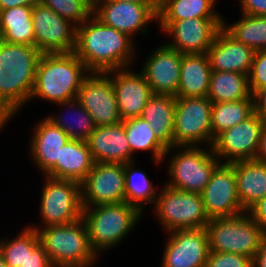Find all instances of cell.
Listing matches in <instances>:
<instances>
[{
	"label": "cell",
	"instance_id": "obj_15",
	"mask_svg": "<svg viewBox=\"0 0 266 267\" xmlns=\"http://www.w3.org/2000/svg\"><path fill=\"white\" fill-rule=\"evenodd\" d=\"M223 21V18H189L159 23L162 31L171 34L174 40L167 46L182 54H207Z\"/></svg>",
	"mask_w": 266,
	"mask_h": 267
},
{
	"label": "cell",
	"instance_id": "obj_48",
	"mask_svg": "<svg viewBox=\"0 0 266 267\" xmlns=\"http://www.w3.org/2000/svg\"><path fill=\"white\" fill-rule=\"evenodd\" d=\"M0 267H8L1 253H0Z\"/></svg>",
	"mask_w": 266,
	"mask_h": 267
},
{
	"label": "cell",
	"instance_id": "obj_22",
	"mask_svg": "<svg viewBox=\"0 0 266 267\" xmlns=\"http://www.w3.org/2000/svg\"><path fill=\"white\" fill-rule=\"evenodd\" d=\"M86 142L94 162L122 164L134 162L123 122L96 127Z\"/></svg>",
	"mask_w": 266,
	"mask_h": 267
},
{
	"label": "cell",
	"instance_id": "obj_41",
	"mask_svg": "<svg viewBox=\"0 0 266 267\" xmlns=\"http://www.w3.org/2000/svg\"><path fill=\"white\" fill-rule=\"evenodd\" d=\"M21 267H53L45 252L43 246L39 244L32 252L28 255L27 260Z\"/></svg>",
	"mask_w": 266,
	"mask_h": 267
},
{
	"label": "cell",
	"instance_id": "obj_29",
	"mask_svg": "<svg viewBox=\"0 0 266 267\" xmlns=\"http://www.w3.org/2000/svg\"><path fill=\"white\" fill-rule=\"evenodd\" d=\"M212 103L254 99L248 75L230 71H213L207 95Z\"/></svg>",
	"mask_w": 266,
	"mask_h": 267
},
{
	"label": "cell",
	"instance_id": "obj_28",
	"mask_svg": "<svg viewBox=\"0 0 266 267\" xmlns=\"http://www.w3.org/2000/svg\"><path fill=\"white\" fill-rule=\"evenodd\" d=\"M32 9L18 6L0 11V40L11 44L34 46Z\"/></svg>",
	"mask_w": 266,
	"mask_h": 267
},
{
	"label": "cell",
	"instance_id": "obj_38",
	"mask_svg": "<svg viewBox=\"0 0 266 267\" xmlns=\"http://www.w3.org/2000/svg\"><path fill=\"white\" fill-rule=\"evenodd\" d=\"M252 259L230 252L209 251L205 267H252Z\"/></svg>",
	"mask_w": 266,
	"mask_h": 267
},
{
	"label": "cell",
	"instance_id": "obj_24",
	"mask_svg": "<svg viewBox=\"0 0 266 267\" xmlns=\"http://www.w3.org/2000/svg\"><path fill=\"white\" fill-rule=\"evenodd\" d=\"M94 163L87 142L70 139L61 147L56 165L45 176L81 184L92 170Z\"/></svg>",
	"mask_w": 266,
	"mask_h": 267
},
{
	"label": "cell",
	"instance_id": "obj_36",
	"mask_svg": "<svg viewBox=\"0 0 266 267\" xmlns=\"http://www.w3.org/2000/svg\"><path fill=\"white\" fill-rule=\"evenodd\" d=\"M57 105L66 106L67 108H69V111L72 110L73 108L74 113L77 114L76 123L78 125L73 122L75 125H77L74 126V124L69 120L68 121L64 120L65 117L63 118L62 115L47 116L46 118L50 122H52L55 126L61 128L70 139L87 141L89 135L95 130L96 126L93 121V118L87 112V110L82 107L78 99L76 98L73 100L64 101L62 103H58Z\"/></svg>",
	"mask_w": 266,
	"mask_h": 267
},
{
	"label": "cell",
	"instance_id": "obj_35",
	"mask_svg": "<svg viewBox=\"0 0 266 267\" xmlns=\"http://www.w3.org/2000/svg\"><path fill=\"white\" fill-rule=\"evenodd\" d=\"M39 244L37 231L29 226L11 241L0 240V253L8 267H21Z\"/></svg>",
	"mask_w": 266,
	"mask_h": 267
},
{
	"label": "cell",
	"instance_id": "obj_37",
	"mask_svg": "<svg viewBox=\"0 0 266 267\" xmlns=\"http://www.w3.org/2000/svg\"><path fill=\"white\" fill-rule=\"evenodd\" d=\"M41 4L76 26L86 21L93 12V0H41Z\"/></svg>",
	"mask_w": 266,
	"mask_h": 267
},
{
	"label": "cell",
	"instance_id": "obj_45",
	"mask_svg": "<svg viewBox=\"0 0 266 267\" xmlns=\"http://www.w3.org/2000/svg\"><path fill=\"white\" fill-rule=\"evenodd\" d=\"M252 267H266V237L263 240L259 251L252 258Z\"/></svg>",
	"mask_w": 266,
	"mask_h": 267
},
{
	"label": "cell",
	"instance_id": "obj_47",
	"mask_svg": "<svg viewBox=\"0 0 266 267\" xmlns=\"http://www.w3.org/2000/svg\"><path fill=\"white\" fill-rule=\"evenodd\" d=\"M110 1H128L137 4H158V0H110Z\"/></svg>",
	"mask_w": 266,
	"mask_h": 267
},
{
	"label": "cell",
	"instance_id": "obj_43",
	"mask_svg": "<svg viewBox=\"0 0 266 267\" xmlns=\"http://www.w3.org/2000/svg\"><path fill=\"white\" fill-rule=\"evenodd\" d=\"M253 97L255 112L266 124V87L256 92Z\"/></svg>",
	"mask_w": 266,
	"mask_h": 267
},
{
	"label": "cell",
	"instance_id": "obj_31",
	"mask_svg": "<svg viewBox=\"0 0 266 267\" xmlns=\"http://www.w3.org/2000/svg\"><path fill=\"white\" fill-rule=\"evenodd\" d=\"M122 122L124 123L126 138L132 154L137 150L150 151L157 165L167 157L166 152L168 149L156 138L147 121L141 117H135Z\"/></svg>",
	"mask_w": 266,
	"mask_h": 267
},
{
	"label": "cell",
	"instance_id": "obj_19",
	"mask_svg": "<svg viewBox=\"0 0 266 267\" xmlns=\"http://www.w3.org/2000/svg\"><path fill=\"white\" fill-rule=\"evenodd\" d=\"M183 54L163 44L151 53L142 71L152 94L176 96Z\"/></svg>",
	"mask_w": 266,
	"mask_h": 267
},
{
	"label": "cell",
	"instance_id": "obj_32",
	"mask_svg": "<svg viewBox=\"0 0 266 267\" xmlns=\"http://www.w3.org/2000/svg\"><path fill=\"white\" fill-rule=\"evenodd\" d=\"M254 112V99L213 103L211 115L212 145L219 133L244 121Z\"/></svg>",
	"mask_w": 266,
	"mask_h": 267
},
{
	"label": "cell",
	"instance_id": "obj_9",
	"mask_svg": "<svg viewBox=\"0 0 266 267\" xmlns=\"http://www.w3.org/2000/svg\"><path fill=\"white\" fill-rule=\"evenodd\" d=\"M212 104L208 97H176L173 148L205 142L212 147Z\"/></svg>",
	"mask_w": 266,
	"mask_h": 267
},
{
	"label": "cell",
	"instance_id": "obj_3",
	"mask_svg": "<svg viewBox=\"0 0 266 267\" xmlns=\"http://www.w3.org/2000/svg\"><path fill=\"white\" fill-rule=\"evenodd\" d=\"M89 74L86 65L74 52L42 54L31 99L39 97L56 104L76 99L83 80Z\"/></svg>",
	"mask_w": 266,
	"mask_h": 267
},
{
	"label": "cell",
	"instance_id": "obj_11",
	"mask_svg": "<svg viewBox=\"0 0 266 267\" xmlns=\"http://www.w3.org/2000/svg\"><path fill=\"white\" fill-rule=\"evenodd\" d=\"M34 46L42 54L72 53L76 46V25L38 4L32 9Z\"/></svg>",
	"mask_w": 266,
	"mask_h": 267
},
{
	"label": "cell",
	"instance_id": "obj_16",
	"mask_svg": "<svg viewBox=\"0 0 266 267\" xmlns=\"http://www.w3.org/2000/svg\"><path fill=\"white\" fill-rule=\"evenodd\" d=\"M77 99L96 127L122 122L114 87L106 73L90 72L82 82Z\"/></svg>",
	"mask_w": 266,
	"mask_h": 267
},
{
	"label": "cell",
	"instance_id": "obj_44",
	"mask_svg": "<svg viewBox=\"0 0 266 267\" xmlns=\"http://www.w3.org/2000/svg\"><path fill=\"white\" fill-rule=\"evenodd\" d=\"M41 4V0H0V11L18 6L34 7Z\"/></svg>",
	"mask_w": 266,
	"mask_h": 267
},
{
	"label": "cell",
	"instance_id": "obj_17",
	"mask_svg": "<svg viewBox=\"0 0 266 267\" xmlns=\"http://www.w3.org/2000/svg\"><path fill=\"white\" fill-rule=\"evenodd\" d=\"M200 194L209 219L234 217L246 212L237 195L235 171L230 163H220L215 168Z\"/></svg>",
	"mask_w": 266,
	"mask_h": 267
},
{
	"label": "cell",
	"instance_id": "obj_26",
	"mask_svg": "<svg viewBox=\"0 0 266 267\" xmlns=\"http://www.w3.org/2000/svg\"><path fill=\"white\" fill-rule=\"evenodd\" d=\"M230 164L235 171L239 201L247 211L254 203L266 196V163L253 159Z\"/></svg>",
	"mask_w": 266,
	"mask_h": 267
},
{
	"label": "cell",
	"instance_id": "obj_42",
	"mask_svg": "<svg viewBox=\"0 0 266 267\" xmlns=\"http://www.w3.org/2000/svg\"><path fill=\"white\" fill-rule=\"evenodd\" d=\"M242 13L253 16H266V0H239Z\"/></svg>",
	"mask_w": 266,
	"mask_h": 267
},
{
	"label": "cell",
	"instance_id": "obj_7",
	"mask_svg": "<svg viewBox=\"0 0 266 267\" xmlns=\"http://www.w3.org/2000/svg\"><path fill=\"white\" fill-rule=\"evenodd\" d=\"M156 216L166 232L203 229L210 221L200 193L164 186L155 201Z\"/></svg>",
	"mask_w": 266,
	"mask_h": 267
},
{
	"label": "cell",
	"instance_id": "obj_27",
	"mask_svg": "<svg viewBox=\"0 0 266 267\" xmlns=\"http://www.w3.org/2000/svg\"><path fill=\"white\" fill-rule=\"evenodd\" d=\"M211 72L207 54H183L179 88L175 97H207Z\"/></svg>",
	"mask_w": 266,
	"mask_h": 267
},
{
	"label": "cell",
	"instance_id": "obj_14",
	"mask_svg": "<svg viewBox=\"0 0 266 267\" xmlns=\"http://www.w3.org/2000/svg\"><path fill=\"white\" fill-rule=\"evenodd\" d=\"M122 202H125L124 164L95 162L81 183L82 208Z\"/></svg>",
	"mask_w": 266,
	"mask_h": 267
},
{
	"label": "cell",
	"instance_id": "obj_21",
	"mask_svg": "<svg viewBox=\"0 0 266 267\" xmlns=\"http://www.w3.org/2000/svg\"><path fill=\"white\" fill-rule=\"evenodd\" d=\"M253 48L233 38L223 27L217 32L207 56L211 70L249 75L255 56Z\"/></svg>",
	"mask_w": 266,
	"mask_h": 267
},
{
	"label": "cell",
	"instance_id": "obj_34",
	"mask_svg": "<svg viewBox=\"0 0 266 267\" xmlns=\"http://www.w3.org/2000/svg\"><path fill=\"white\" fill-rule=\"evenodd\" d=\"M242 19L229 25L223 21V28L237 41L255 51L266 50V16L242 13Z\"/></svg>",
	"mask_w": 266,
	"mask_h": 267
},
{
	"label": "cell",
	"instance_id": "obj_2",
	"mask_svg": "<svg viewBox=\"0 0 266 267\" xmlns=\"http://www.w3.org/2000/svg\"><path fill=\"white\" fill-rule=\"evenodd\" d=\"M41 55L35 46L0 40V129L31 99Z\"/></svg>",
	"mask_w": 266,
	"mask_h": 267
},
{
	"label": "cell",
	"instance_id": "obj_8",
	"mask_svg": "<svg viewBox=\"0 0 266 267\" xmlns=\"http://www.w3.org/2000/svg\"><path fill=\"white\" fill-rule=\"evenodd\" d=\"M179 148L182 151H177L168 163V175L172 179L166 185L176 190L201 193L215 168L222 162L214 155L212 147H209V152L199 146Z\"/></svg>",
	"mask_w": 266,
	"mask_h": 267
},
{
	"label": "cell",
	"instance_id": "obj_25",
	"mask_svg": "<svg viewBox=\"0 0 266 267\" xmlns=\"http://www.w3.org/2000/svg\"><path fill=\"white\" fill-rule=\"evenodd\" d=\"M175 105V96L153 94L140 115L149 123L156 138L168 149L166 153L174 147Z\"/></svg>",
	"mask_w": 266,
	"mask_h": 267
},
{
	"label": "cell",
	"instance_id": "obj_18",
	"mask_svg": "<svg viewBox=\"0 0 266 267\" xmlns=\"http://www.w3.org/2000/svg\"><path fill=\"white\" fill-rule=\"evenodd\" d=\"M165 245L162 267H205L209 254L206 228L174 230Z\"/></svg>",
	"mask_w": 266,
	"mask_h": 267
},
{
	"label": "cell",
	"instance_id": "obj_5",
	"mask_svg": "<svg viewBox=\"0 0 266 267\" xmlns=\"http://www.w3.org/2000/svg\"><path fill=\"white\" fill-rule=\"evenodd\" d=\"M141 216L139 210L126 202L83 207L82 219L92 250L99 256L102 251L119 244Z\"/></svg>",
	"mask_w": 266,
	"mask_h": 267
},
{
	"label": "cell",
	"instance_id": "obj_13",
	"mask_svg": "<svg viewBox=\"0 0 266 267\" xmlns=\"http://www.w3.org/2000/svg\"><path fill=\"white\" fill-rule=\"evenodd\" d=\"M157 13L158 4L93 0L92 15L104 25L113 27L130 38L139 31L145 34L147 32L146 24L157 20Z\"/></svg>",
	"mask_w": 266,
	"mask_h": 267
},
{
	"label": "cell",
	"instance_id": "obj_39",
	"mask_svg": "<svg viewBox=\"0 0 266 267\" xmlns=\"http://www.w3.org/2000/svg\"><path fill=\"white\" fill-rule=\"evenodd\" d=\"M248 79L252 95L266 87V50L255 52Z\"/></svg>",
	"mask_w": 266,
	"mask_h": 267
},
{
	"label": "cell",
	"instance_id": "obj_20",
	"mask_svg": "<svg viewBox=\"0 0 266 267\" xmlns=\"http://www.w3.org/2000/svg\"><path fill=\"white\" fill-rule=\"evenodd\" d=\"M111 75L121 120L140 117L149 98L153 95L144 75L126 68L105 72ZM115 73V74H114Z\"/></svg>",
	"mask_w": 266,
	"mask_h": 267
},
{
	"label": "cell",
	"instance_id": "obj_1",
	"mask_svg": "<svg viewBox=\"0 0 266 267\" xmlns=\"http://www.w3.org/2000/svg\"><path fill=\"white\" fill-rule=\"evenodd\" d=\"M133 39L91 15L76 26L74 53L90 72L124 69L133 62Z\"/></svg>",
	"mask_w": 266,
	"mask_h": 267
},
{
	"label": "cell",
	"instance_id": "obj_6",
	"mask_svg": "<svg viewBox=\"0 0 266 267\" xmlns=\"http://www.w3.org/2000/svg\"><path fill=\"white\" fill-rule=\"evenodd\" d=\"M209 250L253 258L266 237L247 212L234 217L211 218L206 225Z\"/></svg>",
	"mask_w": 266,
	"mask_h": 267
},
{
	"label": "cell",
	"instance_id": "obj_33",
	"mask_svg": "<svg viewBox=\"0 0 266 267\" xmlns=\"http://www.w3.org/2000/svg\"><path fill=\"white\" fill-rule=\"evenodd\" d=\"M133 166V162L124 164L125 202L142 213L144 206L142 203L153 204L158 195L145 173L135 170Z\"/></svg>",
	"mask_w": 266,
	"mask_h": 267
},
{
	"label": "cell",
	"instance_id": "obj_4",
	"mask_svg": "<svg viewBox=\"0 0 266 267\" xmlns=\"http://www.w3.org/2000/svg\"><path fill=\"white\" fill-rule=\"evenodd\" d=\"M40 244L53 267H90L98 256L92 250L86 224L78 221L62 225L38 228Z\"/></svg>",
	"mask_w": 266,
	"mask_h": 267
},
{
	"label": "cell",
	"instance_id": "obj_23",
	"mask_svg": "<svg viewBox=\"0 0 266 267\" xmlns=\"http://www.w3.org/2000/svg\"><path fill=\"white\" fill-rule=\"evenodd\" d=\"M69 140L67 134L47 118L36 125L29 151L37 168L45 173L44 175L56 165L61 147Z\"/></svg>",
	"mask_w": 266,
	"mask_h": 267
},
{
	"label": "cell",
	"instance_id": "obj_46",
	"mask_svg": "<svg viewBox=\"0 0 266 267\" xmlns=\"http://www.w3.org/2000/svg\"><path fill=\"white\" fill-rule=\"evenodd\" d=\"M255 159L266 163V124L263 126L260 134V141Z\"/></svg>",
	"mask_w": 266,
	"mask_h": 267
},
{
	"label": "cell",
	"instance_id": "obj_10",
	"mask_svg": "<svg viewBox=\"0 0 266 267\" xmlns=\"http://www.w3.org/2000/svg\"><path fill=\"white\" fill-rule=\"evenodd\" d=\"M45 180L40 202L43 228L67 225L81 219V184L49 176Z\"/></svg>",
	"mask_w": 266,
	"mask_h": 267
},
{
	"label": "cell",
	"instance_id": "obj_40",
	"mask_svg": "<svg viewBox=\"0 0 266 267\" xmlns=\"http://www.w3.org/2000/svg\"><path fill=\"white\" fill-rule=\"evenodd\" d=\"M246 212L266 236V196L254 203Z\"/></svg>",
	"mask_w": 266,
	"mask_h": 267
},
{
	"label": "cell",
	"instance_id": "obj_30",
	"mask_svg": "<svg viewBox=\"0 0 266 267\" xmlns=\"http://www.w3.org/2000/svg\"><path fill=\"white\" fill-rule=\"evenodd\" d=\"M216 0H158V21L192 18H222L214 9Z\"/></svg>",
	"mask_w": 266,
	"mask_h": 267
},
{
	"label": "cell",
	"instance_id": "obj_12",
	"mask_svg": "<svg viewBox=\"0 0 266 267\" xmlns=\"http://www.w3.org/2000/svg\"><path fill=\"white\" fill-rule=\"evenodd\" d=\"M264 125V121L254 112L244 121L222 131L214 139V155L222 158V163L255 159Z\"/></svg>",
	"mask_w": 266,
	"mask_h": 267
}]
</instances>
